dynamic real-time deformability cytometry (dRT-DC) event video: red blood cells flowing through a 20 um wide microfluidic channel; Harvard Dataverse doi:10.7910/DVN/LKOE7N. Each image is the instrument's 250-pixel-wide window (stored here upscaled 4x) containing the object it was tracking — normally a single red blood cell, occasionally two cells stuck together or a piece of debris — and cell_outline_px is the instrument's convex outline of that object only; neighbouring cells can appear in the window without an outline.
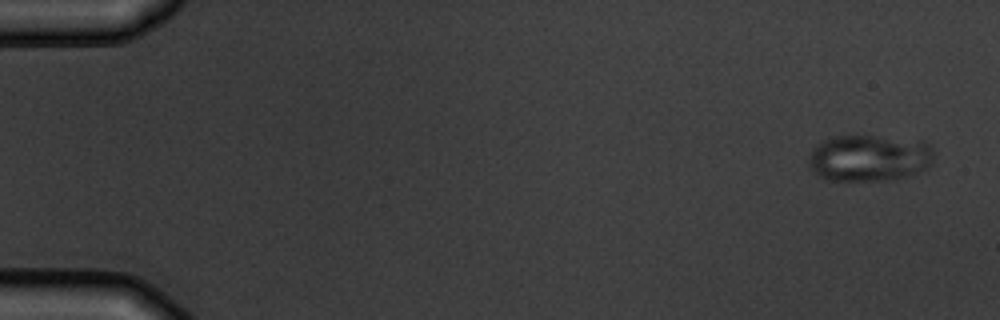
{"species": "common noctule bat (a hibernating species)", "species_latin": "Nyctalus noctula", "temperature_condition": "warm", "stored_images_in_passage": 6, "camera_frame_rate_fps": 3000, "um_per_image_px": 0.085, "animal": {"sex": "male", "body_mass_g": 19.5, "forearm_length_mm": 54.6}, "frame": {"image": 1, "passage_image": 1, "time_ms": 0.0, "image_size_px": [1000, 320], "cell_outline_px": [[932, 156], [928, 164], [916, 176], [892, 180], [828, 180], [820, 176], [808, 164], [808, 160], [812, 148], [824, 140], [836, 136], [872, 136], [924, 140], [932, 148]], "centroid_in_image_um": [73.9, 13.43], "position_along_channel_um": 11.1, "area_um2": 34.04}}